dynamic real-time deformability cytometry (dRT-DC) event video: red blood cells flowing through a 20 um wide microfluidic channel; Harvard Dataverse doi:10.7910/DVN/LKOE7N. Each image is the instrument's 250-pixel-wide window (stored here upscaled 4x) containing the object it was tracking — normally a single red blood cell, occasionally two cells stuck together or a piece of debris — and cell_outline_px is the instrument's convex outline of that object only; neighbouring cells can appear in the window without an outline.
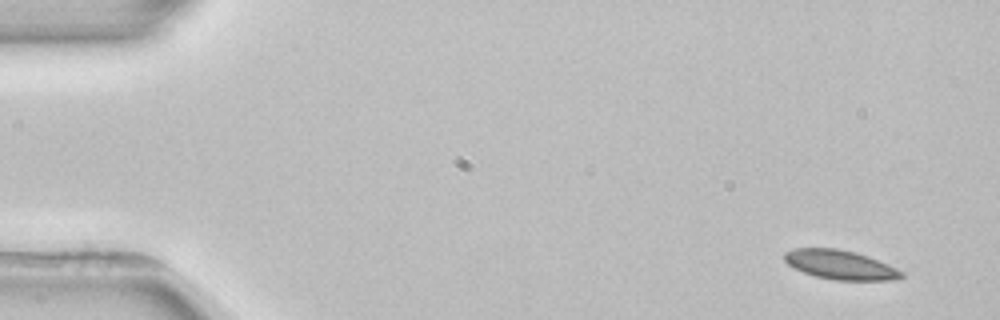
{"species": "common noctule bat (a hibernating species)", "species_latin": "Nyctalus noctula", "temperature_condition": "room temperature", "stored_images_in_passage": 4, "camera_frame_rate_fps": 3000, "um_per_image_px": 0.085, "animal": {"sex": "female", "body_mass_g": 22.7, "forearm_length_mm": 54.2}, "frame": {"image": 1, "passage_image": 1, "time_ms": 0.0, "image_size_px": [1000, 320], "cell_outline_px": [[904, 276], [896, 280], [836, 280], [816, 276], [804, 272], [788, 264], [784, 260], [784, 252], [796, 248], [836, 248], [856, 252], [868, 256], [888, 264], [904, 272]], "centroid_in_image_um": [71.45, 22.5], "position_along_channel_um": 13.6, "area_um2": 19.88}}
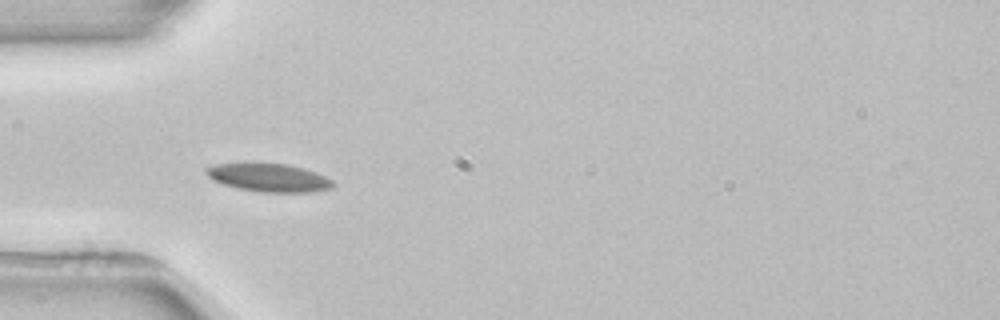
{"frame": {"image": 2, "passage_image": 4, "time_ms": 4.333, "image_size_px": [1000, 320], "cell_outline_px": [[336, 184], [332, 188], [308, 192], [260, 192], [236, 188], [212, 180], [204, 172], [204, 168], [216, 164], [244, 160], [252, 160], [288, 164], [304, 168], [316, 172], [332, 180]], "centroid_in_image_um": [22.77, 15.04], "position_along_channel_um": 62.2, "area_um2": 21.85}}